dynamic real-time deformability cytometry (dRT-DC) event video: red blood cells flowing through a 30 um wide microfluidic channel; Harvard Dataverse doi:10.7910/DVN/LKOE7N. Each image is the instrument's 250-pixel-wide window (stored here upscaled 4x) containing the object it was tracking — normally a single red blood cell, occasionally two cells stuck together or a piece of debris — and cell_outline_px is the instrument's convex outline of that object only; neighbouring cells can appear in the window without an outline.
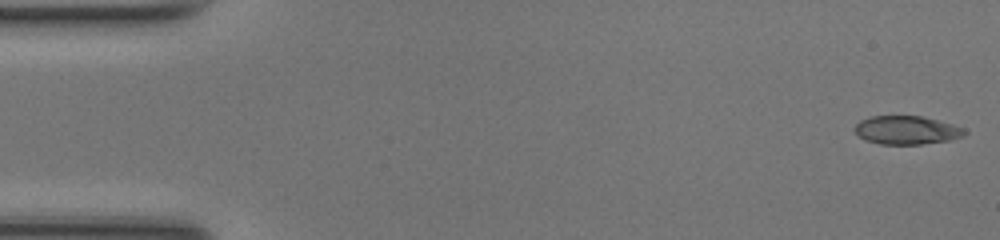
{"species": "common noctule bat (a hibernating species)", "species_latin": "Nyctalus noctula", "temperature_condition": "room temperature", "stored_images_in_passage": 48, "camera_frame_rate_fps": 3000, "um_per_image_px": 0.085, "animal": {"sex": "female", "body_mass_g": 17.0, "forearm_length_mm": 48.0}, "frame": {"image": 1, "passage_image": 1, "time_ms": 0.0, "image_size_px": [1000, 240], "cell_outline_px": [[968, 132], [964, 136], [948, 140], [920, 144], [880, 144], [864, 140], [856, 136], [856, 124], [860, 120], [872, 116], [920, 116], [952, 124], [964, 128]], "centroid_in_image_um": [77.05, 11.06], "position_along_channel_um": 8.0, "area_um2": 18.15}}
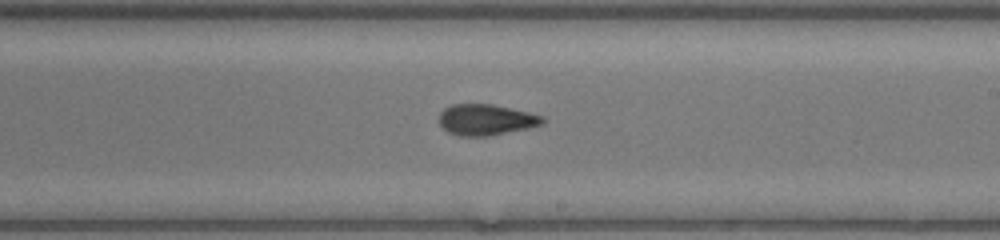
{"frame": {"image": 2, "passage_image": 28, "time_ms": 9.0, "image_size_px": [1000, 240], "cell_outline_px": [[544, 124], [528, 128], [488, 136], [460, 136], [448, 132], [440, 124], [440, 112], [444, 108], [452, 104], [492, 104], [528, 112], [544, 116]], "centroid_in_image_um": [41.31, 10.17], "position_along_channel_um": 247.7, "area_um2": 18.61}}
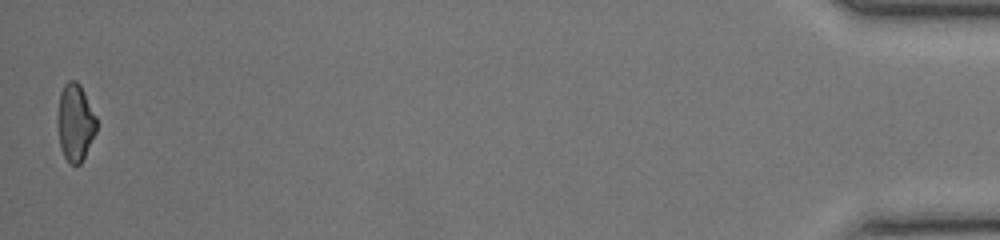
{"frame": {"image": 3, "passage_image": 48, "time_ms": 15.667, "image_size_px": [1000, 240], "cell_outline_px": [[96, 132], [80, 164], [68, 164], [60, 148], [56, 120], [56, 116], [60, 92], [64, 84], [68, 80], [76, 80], [80, 84], [96, 116]], "centroid_in_image_um": [6.36, 10.39], "position_along_channel_um": 428.8, "area_um2": 17.74}, "authors_computed_cell_mechanics": {"area_um2": 18.6405, "velocity_mm_per_s": 4.2553, "shape_relaxation_time_tau1_ms": null, "shape_relaxation_time_tau2_ms": 2.106, "deformation_change_tau1": null, "deformation_change_tau2": 0.0724}}